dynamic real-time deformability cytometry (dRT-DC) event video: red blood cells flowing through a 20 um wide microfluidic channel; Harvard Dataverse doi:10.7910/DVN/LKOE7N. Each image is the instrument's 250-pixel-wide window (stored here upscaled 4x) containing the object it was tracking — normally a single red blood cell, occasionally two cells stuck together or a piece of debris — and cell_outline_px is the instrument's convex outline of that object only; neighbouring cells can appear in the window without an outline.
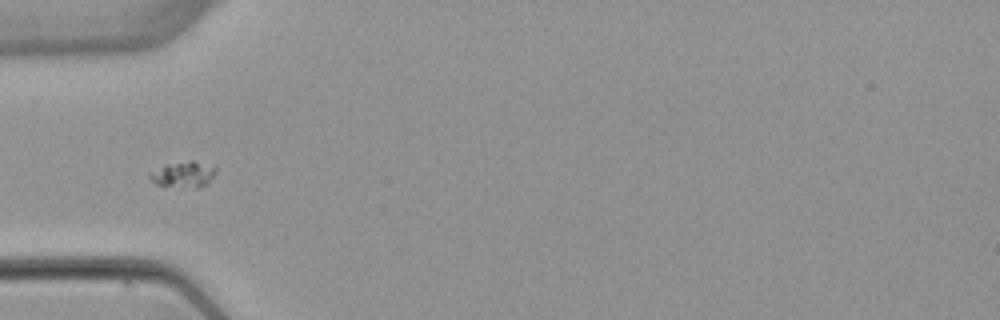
{"species": "common noctule bat (a hibernating species)", "species_latin": "Nyctalus noctula", "temperature_condition": "warm", "stored_images_in_passage": 8, "segment_of_instrument_passage": [2, 2], "camera_frame_rate_fps": 3000, "um_per_image_px": 0.085, "animal": {"sex": "female", "body_mass_g": 22.7, "forearm_length_mm": 54.2}, "frame": {"image": 1, "passage_image": 6, "time_ms": 7.0, "image_size_px": [1000, 320], "cell_outline_px": [[216, 172], [208, 184], [196, 188], [192, 188], [156, 184], [148, 176], [164, 164], [192, 160], [216, 164]], "centroid_in_image_um": [15.69, 14.8], "position_along_channel_um": 69.3, "area_um2": 10.12}}